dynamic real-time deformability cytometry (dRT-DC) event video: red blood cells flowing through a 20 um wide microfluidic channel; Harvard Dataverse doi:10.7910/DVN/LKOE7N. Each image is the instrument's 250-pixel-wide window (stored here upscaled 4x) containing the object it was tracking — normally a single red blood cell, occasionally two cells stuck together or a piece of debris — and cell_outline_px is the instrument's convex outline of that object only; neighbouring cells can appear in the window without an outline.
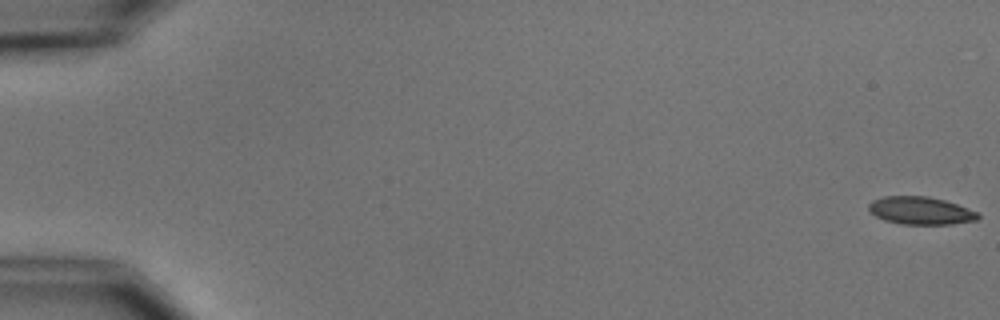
{"species": "common noctule bat (a hibernating species)", "species_latin": "Nyctalus noctula", "temperature_condition": "cold", "stored_images_in_passage": 6, "segment_of_instrument_passage": [2, 2], "camera_frame_rate_fps": 3000, "um_per_image_px": 0.085, "animal": {"sex": "male", "body_mass_g": 15.6}, "frame": {"image": 1, "passage_image": 6, "time_ms": 6.667, "image_size_px": [1000, 320], "cell_outline_px": [[980, 216], [976, 220], [952, 224], [900, 224], [884, 220], [876, 216], [868, 208], [868, 204], [872, 200], [884, 196], [928, 196], [944, 200], [980, 212]], "centroid_in_image_um": [78.26, 17.9], "position_along_channel_um": 6.7, "area_um2": 17.69}}